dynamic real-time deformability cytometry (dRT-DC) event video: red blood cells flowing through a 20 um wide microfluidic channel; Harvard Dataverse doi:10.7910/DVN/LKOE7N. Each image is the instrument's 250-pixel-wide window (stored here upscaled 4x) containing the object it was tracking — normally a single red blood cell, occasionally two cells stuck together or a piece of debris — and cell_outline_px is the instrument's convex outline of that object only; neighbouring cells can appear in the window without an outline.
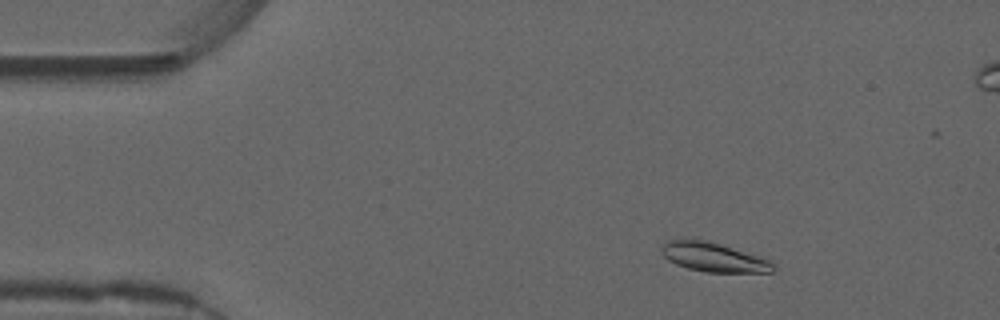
{"species": "common noctule bat (a hibernating species)", "species_latin": "Nyctalus noctula", "temperature_condition": "warm", "stored_images_in_passage": 54, "camera_frame_rate_fps": 3000, "um_per_image_px": 0.085, "animal": {"sex": "male", "forearm_length_mm": 52.5}, "frame": {"image": 1, "passage_image": 7, "time_ms": 2.0, "image_size_px": [1000, 320], "cell_outline_px": [[776, 268], [772, 272], [704, 272], [688, 268], [676, 264], [668, 260], [660, 252], [660, 248], [668, 240], [692, 236], [708, 240], [760, 256], [768, 260]], "centroid_in_image_um": [60.58, 21.82], "position_along_channel_um": 24.4, "area_um2": 19.42}}
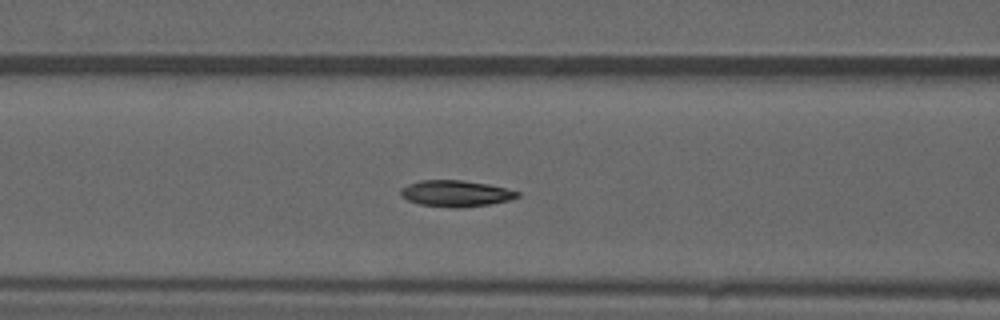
{"frame": {"image": 2, "passage_image": 21, "time_ms": 6.667, "image_size_px": [1000, 320], "cell_outline_px": [[520, 196], [512, 200], [488, 204], [460, 208], [452, 208], [420, 204], [408, 200], [400, 196], [400, 188], [408, 184], [420, 180], [460, 180], [488, 184], [520, 192]], "centroid_in_image_um": [38.73, 16.45], "position_along_channel_um": 127.9, "area_um2": 17.92}}
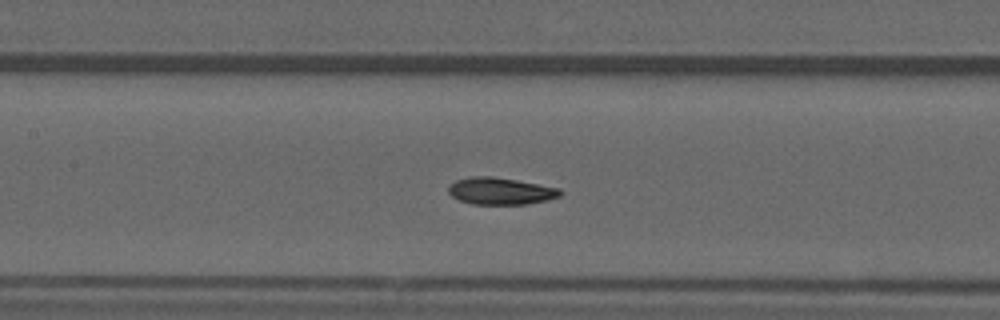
{"frame": {"image": 3, "passage_image": 24, "time_ms": 7.667, "image_size_px": [1000, 320], "cell_outline_px": [[564, 192], [560, 196], [548, 200], [528, 204], [472, 204], [460, 200], [452, 196], [448, 192], [448, 188], [456, 180], [468, 176], [492, 176], [516, 180], [560, 188]], "centroid_in_image_um": [42.57, 16.24], "position_along_channel_um": 164.8, "area_um2": 17.63}}